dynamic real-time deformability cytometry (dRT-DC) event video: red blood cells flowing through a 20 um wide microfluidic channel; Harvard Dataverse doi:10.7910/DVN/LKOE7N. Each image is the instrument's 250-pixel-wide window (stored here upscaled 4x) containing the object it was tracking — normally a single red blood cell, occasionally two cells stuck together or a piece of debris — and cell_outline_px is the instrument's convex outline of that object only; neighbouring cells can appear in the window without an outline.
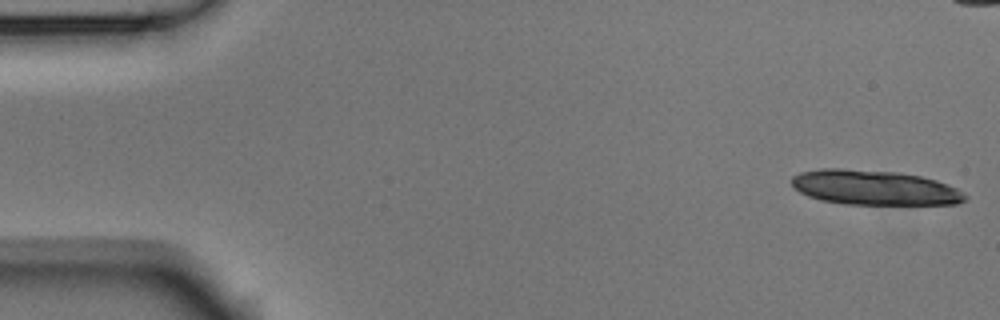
{"species": "Egyptian fruit bat (a non-hibernating species)", "species_latin": "Rousettus aegyptiacus", "temperature_condition": "room temperature", "stored_images_in_passage": 14, "camera_frame_rate_fps": 3000, "um_per_image_px": 0.085, "animal": {"sex": "male"}, "frame": {"image": 1, "passage_image": 1, "time_ms": 0.0, "image_size_px": [1000, 320], "cell_outline_px": [[968, 196], [964, 200], [956, 204], [844, 204], [820, 200], [808, 196], [800, 192], [792, 184], [792, 176], [800, 172], [820, 168], [840, 168], [896, 172], [920, 176], [936, 180], [956, 188], [964, 192]], "centroid_in_image_um": [74.31, 15.94], "position_along_channel_um": 10.7, "area_um2": 35.14}}